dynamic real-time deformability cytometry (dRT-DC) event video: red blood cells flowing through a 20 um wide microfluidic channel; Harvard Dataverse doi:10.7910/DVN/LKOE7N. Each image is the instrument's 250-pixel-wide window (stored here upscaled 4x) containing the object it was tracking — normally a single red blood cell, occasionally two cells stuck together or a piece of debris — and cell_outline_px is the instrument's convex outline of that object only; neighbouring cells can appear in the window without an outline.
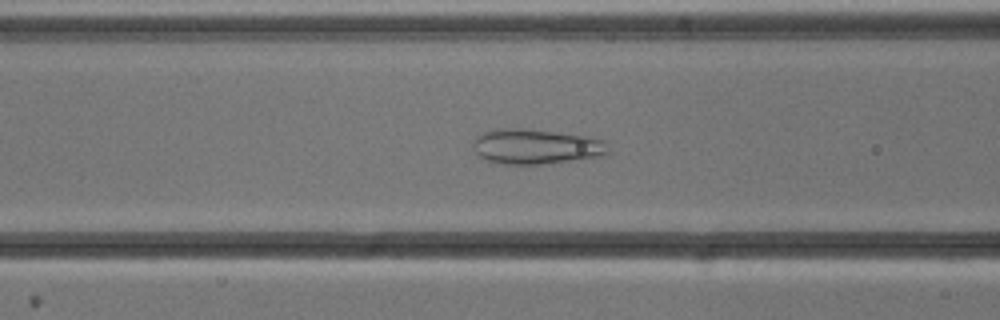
{"species": "common noctule bat (a hibernating species)", "species_latin": "Nyctalus noctula", "temperature_condition": "cold", "stored_images_in_passage": 43, "camera_frame_rate_fps": 3000, "um_per_image_px": 0.085, "animal": {"sex": "male", "body_mass_g": 13.3}, "frame": {"image": 1, "passage_image": 11, "time_ms": 3.333, "image_size_px": [1000, 320], "cell_outline_px": [[608, 152], [604, 156], [544, 164], [500, 164], [484, 160], [476, 152], [472, 144], [476, 136], [484, 132], [496, 128], [524, 128], [584, 136], [604, 140]], "centroid_in_image_um": [45.51, 12.46], "position_along_channel_um": 121.1, "area_um2": 27.63}}
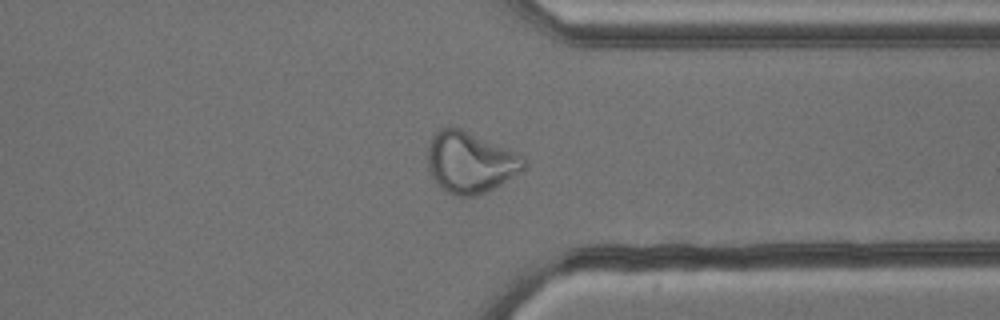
{"frame": {"image": 2, "passage_image": 31, "time_ms": 10.0, "image_size_px": [1000, 320], "cell_outline_px": [[528, 164], [520, 172], [500, 184], [484, 192], [472, 196], [460, 196], [448, 192], [432, 176], [428, 168], [428, 144], [432, 136], [440, 128], [460, 128], [524, 156], [528, 160]], "centroid_in_image_um": [39.98, 13.78], "position_along_channel_um": 371.4, "area_um2": 33.64}}
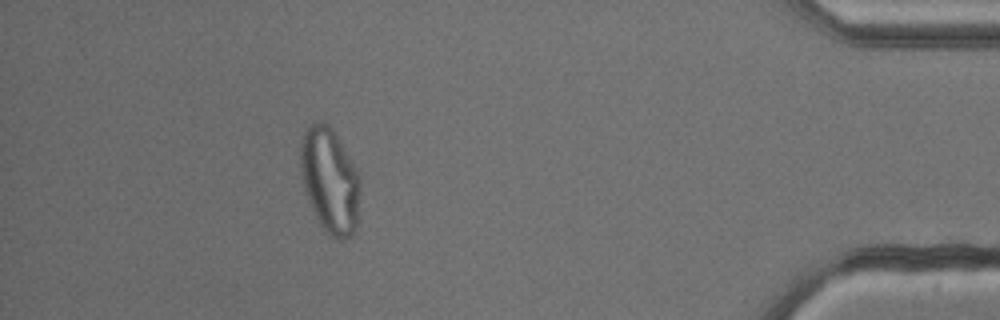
{"frame": {"image": 3, "passage_image": 38, "time_ms": 12.333, "image_size_px": [1000, 320], "cell_outline_px": [[360, 184], [356, 228], [348, 236], [340, 240], [332, 236], [320, 224], [308, 200], [300, 176], [300, 140], [304, 132], [316, 120], [328, 124], [332, 128], [356, 168], [360, 176]], "centroid_in_image_um": [28.02, 15.3], "position_along_channel_um": 407.2, "area_um2": 36.36}}